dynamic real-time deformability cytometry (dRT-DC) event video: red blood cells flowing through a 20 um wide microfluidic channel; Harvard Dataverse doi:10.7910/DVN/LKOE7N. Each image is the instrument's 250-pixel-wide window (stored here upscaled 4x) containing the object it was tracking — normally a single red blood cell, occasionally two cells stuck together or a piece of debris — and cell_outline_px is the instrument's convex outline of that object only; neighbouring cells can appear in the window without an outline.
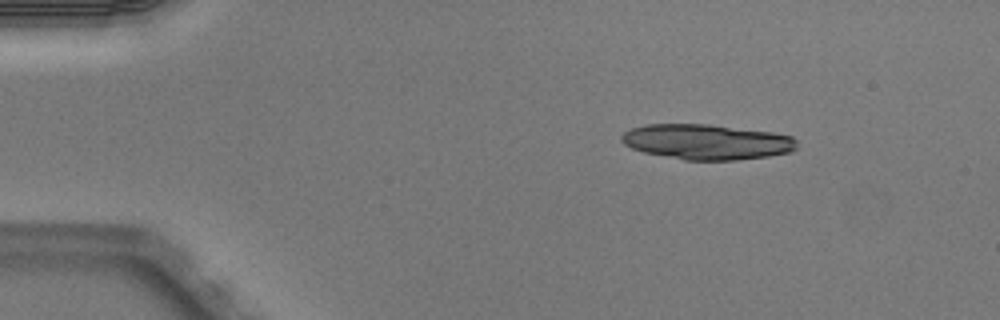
{"species": "Egyptian fruit bat (a non-hibernating species)", "species_latin": "Rousettus aegyptiacus", "temperature_condition": "warm", "stored_images_in_passage": 4, "camera_frame_rate_fps": 3000, "um_per_image_px": 0.085, "animal": {"sex": "male"}, "frame": {"image": 1, "passage_image": 1, "time_ms": 0.0, "image_size_px": [1000, 320], "cell_outline_px": [[796, 148], [792, 152], [768, 156], [736, 160], [684, 160], [644, 152], [632, 148], [624, 144], [620, 140], [620, 136], [624, 132], [632, 128], [644, 124], [708, 124], [772, 132], [792, 136], [796, 140]], "centroid_in_image_um": [60.06, 12.06], "position_along_channel_um": 24.9, "area_um2": 36.13}}